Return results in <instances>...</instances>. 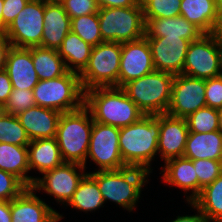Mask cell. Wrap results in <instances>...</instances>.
<instances>
[{"label":"cell","instance_id":"obj_1","mask_svg":"<svg viewBox=\"0 0 222 222\" xmlns=\"http://www.w3.org/2000/svg\"><path fill=\"white\" fill-rule=\"evenodd\" d=\"M160 114L143 115L137 122L120 128L119 149L127 167L151 173V162L158 153Z\"/></svg>","mask_w":222,"mask_h":222},{"label":"cell","instance_id":"obj_2","mask_svg":"<svg viewBox=\"0 0 222 222\" xmlns=\"http://www.w3.org/2000/svg\"><path fill=\"white\" fill-rule=\"evenodd\" d=\"M84 105L93 121L122 128L145 115L121 87H97L85 91Z\"/></svg>","mask_w":222,"mask_h":222},{"label":"cell","instance_id":"obj_3","mask_svg":"<svg viewBox=\"0 0 222 222\" xmlns=\"http://www.w3.org/2000/svg\"><path fill=\"white\" fill-rule=\"evenodd\" d=\"M92 127L93 118L85 105L61 114L56 139L64 162L86 167Z\"/></svg>","mask_w":222,"mask_h":222},{"label":"cell","instance_id":"obj_4","mask_svg":"<svg viewBox=\"0 0 222 222\" xmlns=\"http://www.w3.org/2000/svg\"><path fill=\"white\" fill-rule=\"evenodd\" d=\"M96 181L104 202H115L128 211L136 207L141 195L147 170L136 167H125L119 170L96 171L89 173Z\"/></svg>","mask_w":222,"mask_h":222},{"label":"cell","instance_id":"obj_5","mask_svg":"<svg viewBox=\"0 0 222 222\" xmlns=\"http://www.w3.org/2000/svg\"><path fill=\"white\" fill-rule=\"evenodd\" d=\"M173 74L154 70L121 88L145 115L166 114L172 92Z\"/></svg>","mask_w":222,"mask_h":222},{"label":"cell","instance_id":"obj_6","mask_svg":"<svg viewBox=\"0 0 222 222\" xmlns=\"http://www.w3.org/2000/svg\"><path fill=\"white\" fill-rule=\"evenodd\" d=\"M33 95L36 105L61 113L81 108L85 100L79 73L73 71L55 79L39 80Z\"/></svg>","mask_w":222,"mask_h":222},{"label":"cell","instance_id":"obj_7","mask_svg":"<svg viewBox=\"0 0 222 222\" xmlns=\"http://www.w3.org/2000/svg\"><path fill=\"white\" fill-rule=\"evenodd\" d=\"M100 33L103 41L126 43L145 36L142 4L131 7L99 8Z\"/></svg>","mask_w":222,"mask_h":222},{"label":"cell","instance_id":"obj_8","mask_svg":"<svg viewBox=\"0 0 222 222\" xmlns=\"http://www.w3.org/2000/svg\"><path fill=\"white\" fill-rule=\"evenodd\" d=\"M121 43L101 42L92 47L85 68L79 73L84 91L97 87H118Z\"/></svg>","mask_w":222,"mask_h":222},{"label":"cell","instance_id":"obj_9","mask_svg":"<svg viewBox=\"0 0 222 222\" xmlns=\"http://www.w3.org/2000/svg\"><path fill=\"white\" fill-rule=\"evenodd\" d=\"M45 4L30 0L4 31L11 46L20 48L41 47L44 28Z\"/></svg>","mask_w":222,"mask_h":222},{"label":"cell","instance_id":"obj_10","mask_svg":"<svg viewBox=\"0 0 222 222\" xmlns=\"http://www.w3.org/2000/svg\"><path fill=\"white\" fill-rule=\"evenodd\" d=\"M120 128L93 121L87 157L98 171L119 170L127 167L119 149Z\"/></svg>","mask_w":222,"mask_h":222},{"label":"cell","instance_id":"obj_11","mask_svg":"<svg viewBox=\"0 0 222 222\" xmlns=\"http://www.w3.org/2000/svg\"><path fill=\"white\" fill-rule=\"evenodd\" d=\"M182 74L205 80L221 75L218 41L212 33H204L190 43Z\"/></svg>","mask_w":222,"mask_h":222},{"label":"cell","instance_id":"obj_12","mask_svg":"<svg viewBox=\"0 0 222 222\" xmlns=\"http://www.w3.org/2000/svg\"><path fill=\"white\" fill-rule=\"evenodd\" d=\"M84 170H86L84 165L64 162L62 165L45 172L42 178L37 177L32 188L35 191L43 190L48 195H53L60 204H67L78 188L80 181L87 174Z\"/></svg>","mask_w":222,"mask_h":222},{"label":"cell","instance_id":"obj_13","mask_svg":"<svg viewBox=\"0 0 222 222\" xmlns=\"http://www.w3.org/2000/svg\"><path fill=\"white\" fill-rule=\"evenodd\" d=\"M206 106L205 79L183 74L174 76L171 101L166 114L177 118H187Z\"/></svg>","mask_w":222,"mask_h":222},{"label":"cell","instance_id":"obj_14","mask_svg":"<svg viewBox=\"0 0 222 222\" xmlns=\"http://www.w3.org/2000/svg\"><path fill=\"white\" fill-rule=\"evenodd\" d=\"M155 70L173 75L182 74L190 41L180 37L146 38Z\"/></svg>","mask_w":222,"mask_h":222},{"label":"cell","instance_id":"obj_15","mask_svg":"<svg viewBox=\"0 0 222 222\" xmlns=\"http://www.w3.org/2000/svg\"><path fill=\"white\" fill-rule=\"evenodd\" d=\"M154 70L150 46L145 37L121 44L118 87Z\"/></svg>","mask_w":222,"mask_h":222},{"label":"cell","instance_id":"obj_16","mask_svg":"<svg viewBox=\"0 0 222 222\" xmlns=\"http://www.w3.org/2000/svg\"><path fill=\"white\" fill-rule=\"evenodd\" d=\"M27 187L10 201L11 222H59L63 216Z\"/></svg>","mask_w":222,"mask_h":222},{"label":"cell","instance_id":"obj_17","mask_svg":"<svg viewBox=\"0 0 222 222\" xmlns=\"http://www.w3.org/2000/svg\"><path fill=\"white\" fill-rule=\"evenodd\" d=\"M188 135L186 118L160 114L158 153H160L161 159L167 161L184 156Z\"/></svg>","mask_w":222,"mask_h":222},{"label":"cell","instance_id":"obj_18","mask_svg":"<svg viewBox=\"0 0 222 222\" xmlns=\"http://www.w3.org/2000/svg\"><path fill=\"white\" fill-rule=\"evenodd\" d=\"M3 69L7 72L13 89L33 90L39 82L29 48L11 46Z\"/></svg>","mask_w":222,"mask_h":222},{"label":"cell","instance_id":"obj_19","mask_svg":"<svg viewBox=\"0 0 222 222\" xmlns=\"http://www.w3.org/2000/svg\"><path fill=\"white\" fill-rule=\"evenodd\" d=\"M61 114L59 111L34 105L17 117L31 141L56 137Z\"/></svg>","mask_w":222,"mask_h":222},{"label":"cell","instance_id":"obj_20","mask_svg":"<svg viewBox=\"0 0 222 222\" xmlns=\"http://www.w3.org/2000/svg\"><path fill=\"white\" fill-rule=\"evenodd\" d=\"M145 38L180 37L190 42L204 34L182 16L145 19Z\"/></svg>","mask_w":222,"mask_h":222},{"label":"cell","instance_id":"obj_21","mask_svg":"<svg viewBox=\"0 0 222 222\" xmlns=\"http://www.w3.org/2000/svg\"><path fill=\"white\" fill-rule=\"evenodd\" d=\"M41 47L57 50L71 31V18L62 4H45Z\"/></svg>","mask_w":222,"mask_h":222},{"label":"cell","instance_id":"obj_22","mask_svg":"<svg viewBox=\"0 0 222 222\" xmlns=\"http://www.w3.org/2000/svg\"><path fill=\"white\" fill-rule=\"evenodd\" d=\"M163 180L169 185L176 186L184 191H191L186 197L187 202H192L198 196V177L193 166V160L184 156L165 161Z\"/></svg>","mask_w":222,"mask_h":222},{"label":"cell","instance_id":"obj_23","mask_svg":"<svg viewBox=\"0 0 222 222\" xmlns=\"http://www.w3.org/2000/svg\"><path fill=\"white\" fill-rule=\"evenodd\" d=\"M27 148L30 171L36 169L43 175L64 163L56 137L31 140Z\"/></svg>","mask_w":222,"mask_h":222},{"label":"cell","instance_id":"obj_24","mask_svg":"<svg viewBox=\"0 0 222 222\" xmlns=\"http://www.w3.org/2000/svg\"><path fill=\"white\" fill-rule=\"evenodd\" d=\"M184 157L190 160H222V133L219 130L206 133L189 132Z\"/></svg>","mask_w":222,"mask_h":222},{"label":"cell","instance_id":"obj_25","mask_svg":"<svg viewBox=\"0 0 222 222\" xmlns=\"http://www.w3.org/2000/svg\"><path fill=\"white\" fill-rule=\"evenodd\" d=\"M0 170L15 175L27 187H33L36 181V177L27 175L30 171L27 146L0 143Z\"/></svg>","mask_w":222,"mask_h":222},{"label":"cell","instance_id":"obj_26","mask_svg":"<svg viewBox=\"0 0 222 222\" xmlns=\"http://www.w3.org/2000/svg\"><path fill=\"white\" fill-rule=\"evenodd\" d=\"M180 16L203 33H212L218 19L215 0H181Z\"/></svg>","mask_w":222,"mask_h":222},{"label":"cell","instance_id":"obj_27","mask_svg":"<svg viewBox=\"0 0 222 222\" xmlns=\"http://www.w3.org/2000/svg\"><path fill=\"white\" fill-rule=\"evenodd\" d=\"M92 47L70 31L57 51L68 71L80 73L88 63Z\"/></svg>","mask_w":222,"mask_h":222},{"label":"cell","instance_id":"obj_28","mask_svg":"<svg viewBox=\"0 0 222 222\" xmlns=\"http://www.w3.org/2000/svg\"><path fill=\"white\" fill-rule=\"evenodd\" d=\"M29 49L39 80L55 79L68 71L57 50L40 46L30 47Z\"/></svg>","mask_w":222,"mask_h":222},{"label":"cell","instance_id":"obj_29","mask_svg":"<svg viewBox=\"0 0 222 222\" xmlns=\"http://www.w3.org/2000/svg\"><path fill=\"white\" fill-rule=\"evenodd\" d=\"M209 222H222V174L192 201Z\"/></svg>","mask_w":222,"mask_h":222},{"label":"cell","instance_id":"obj_30","mask_svg":"<svg viewBox=\"0 0 222 222\" xmlns=\"http://www.w3.org/2000/svg\"><path fill=\"white\" fill-rule=\"evenodd\" d=\"M104 203L97 181L87 173L66 205L80 211L91 212L98 210Z\"/></svg>","mask_w":222,"mask_h":222},{"label":"cell","instance_id":"obj_31","mask_svg":"<svg viewBox=\"0 0 222 222\" xmlns=\"http://www.w3.org/2000/svg\"><path fill=\"white\" fill-rule=\"evenodd\" d=\"M71 31L93 47L104 42L100 33L97 13L72 18Z\"/></svg>","mask_w":222,"mask_h":222},{"label":"cell","instance_id":"obj_32","mask_svg":"<svg viewBox=\"0 0 222 222\" xmlns=\"http://www.w3.org/2000/svg\"><path fill=\"white\" fill-rule=\"evenodd\" d=\"M28 146L30 139L17 116L9 113L0 118V143Z\"/></svg>","mask_w":222,"mask_h":222},{"label":"cell","instance_id":"obj_33","mask_svg":"<svg viewBox=\"0 0 222 222\" xmlns=\"http://www.w3.org/2000/svg\"><path fill=\"white\" fill-rule=\"evenodd\" d=\"M189 132L206 133L218 130V109L204 107L186 118Z\"/></svg>","mask_w":222,"mask_h":222},{"label":"cell","instance_id":"obj_34","mask_svg":"<svg viewBox=\"0 0 222 222\" xmlns=\"http://www.w3.org/2000/svg\"><path fill=\"white\" fill-rule=\"evenodd\" d=\"M180 4L181 0H146L142 4L144 19L179 16Z\"/></svg>","mask_w":222,"mask_h":222},{"label":"cell","instance_id":"obj_35","mask_svg":"<svg viewBox=\"0 0 222 222\" xmlns=\"http://www.w3.org/2000/svg\"><path fill=\"white\" fill-rule=\"evenodd\" d=\"M193 166L198 177V195L203 187L212 183L222 174V160H193Z\"/></svg>","mask_w":222,"mask_h":222},{"label":"cell","instance_id":"obj_36","mask_svg":"<svg viewBox=\"0 0 222 222\" xmlns=\"http://www.w3.org/2000/svg\"><path fill=\"white\" fill-rule=\"evenodd\" d=\"M36 105L33 90L12 89V92L5 104L6 113L17 116L23 111Z\"/></svg>","mask_w":222,"mask_h":222},{"label":"cell","instance_id":"obj_37","mask_svg":"<svg viewBox=\"0 0 222 222\" xmlns=\"http://www.w3.org/2000/svg\"><path fill=\"white\" fill-rule=\"evenodd\" d=\"M26 188L27 186L18 177L0 170V201H11Z\"/></svg>","mask_w":222,"mask_h":222},{"label":"cell","instance_id":"obj_38","mask_svg":"<svg viewBox=\"0 0 222 222\" xmlns=\"http://www.w3.org/2000/svg\"><path fill=\"white\" fill-rule=\"evenodd\" d=\"M62 5L71 19L99 11L96 0H64Z\"/></svg>","mask_w":222,"mask_h":222},{"label":"cell","instance_id":"obj_39","mask_svg":"<svg viewBox=\"0 0 222 222\" xmlns=\"http://www.w3.org/2000/svg\"><path fill=\"white\" fill-rule=\"evenodd\" d=\"M205 97L207 107L222 108V75L205 80Z\"/></svg>","mask_w":222,"mask_h":222},{"label":"cell","instance_id":"obj_40","mask_svg":"<svg viewBox=\"0 0 222 222\" xmlns=\"http://www.w3.org/2000/svg\"><path fill=\"white\" fill-rule=\"evenodd\" d=\"M30 0H4L2 9V32L14 21Z\"/></svg>","mask_w":222,"mask_h":222},{"label":"cell","instance_id":"obj_41","mask_svg":"<svg viewBox=\"0 0 222 222\" xmlns=\"http://www.w3.org/2000/svg\"><path fill=\"white\" fill-rule=\"evenodd\" d=\"M12 84L7 72L4 69L0 70V103L4 105L12 92Z\"/></svg>","mask_w":222,"mask_h":222},{"label":"cell","instance_id":"obj_42","mask_svg":"<svg viewBox=\"0 0 222 222\" xmlns=\"http://www.w3.org/2000/svg\"><path fill=\"white\" fill-rule=\"evenodd\" d=\"M99 8L131 7L137 5L138 0H96Z\"/></svg>","mask_w":222,"mask_h":222},{"label":"cell","instance_id":"obj_43","mask_svg":"<svg viewBox=\"0 0 222 222\" xmlns=\"http://www.w3.org/2000/svg\"><path fill=\"white\" fill-rule=\"evenodd\" d=\"M188 204H190L192 208L197 209V214L191 216H177V218L171 222H209L198 207H196L192 202H188Z\"/></svg>","mask_w":222,"mask_h":222},{"label":"cell","instance_id":"obj_44","mask_svg":"<svg viewBox=\"0 0 222 222\" xmlns=\"http://www.w3.org/2000/svg\"><path fill=\"white\" fill-rule=\"evenodd\" d=\"M11 44L5 37L4 32H0V70L4 68L6 62V56Z\"/></svg>","mask_w":222,"mask_h":222},{"label":"cell","instance_id":"obj_45","mask_svg":"<svg viewBox=\"0 0 222 222\" xmlns=\"http://www.w3.org/2000/svg\"><path fill=\"white\" fill-rule=\"evenodd\" d=\"M10 201H0V222H11Z\"/></svg>","mask_w":222,"mask_h":222},{"label":"cell","instance_id":"obj_46","mask_svg":"<svg viewBox=\"0 0 222 222\" xmlns=\"http://www.w3.org/2000/svg\"><path fill=\"white\" fill-rule=\"evenodd\" d=\"M212 34L219 43H222V16L218 17Z\"/></svg>","mask_w":222,"mask_h":222},{"label":"cell","instance_id":"obj_47","mask_svg":"<svg viewBox=\"0 0 222 222\" xmlns=\"http://www.w3.org/2000/svg\"><path fill=\"white\" fill-rule=\"evenodd\" d=\"M215 6L218 17L222 16V0H215Z\"/></svg>","mask_w":222,"mask_h":222},{"label":"cell","instance_id":"obj_48","mask_svg":"<svg viewBox=\"0 0 222 222\" xmlns=\"http://www.w3.org/2000/svg\"><path fill=\"white\" fill-rule=\"evenodd\" d=\"M218 52H219L220 74L222 75V43L219 42H218Z\"/></svg>","mask_w":222,"mask_h":222},{"label":"cell","instance_id":"obj_49","mask_svg":"<svg viewBox=\"0 0 222 222\" xmlns=\"http://www.w3.org/2000/svg\"><path fill=\"white\" fill-rule=\"evenodd\" d=\"M218 130L222 133V108L218 109Z\"/></svg>","mask_w":222,"mask_h":222},{"label":"cell","instance_id":"obj_50","mask_svg":"<svg viewBox=\"0 0 222 222\" xmlns=\"http://www.w3.org/2000/svg\"><path fill=\"white\" fill-rule=\"evenodd\" d=\"M44 4H62L64 0H37Z\"/></svg>","mask_w":222,"mask_h":222},{"label":"cell","instance_id":"obj_51","mask_svg":"<svg viewBox=\"0 0 222 222\" xmlns=\"http://www.w3.org/2000/svg\"><path fill=\"white\" fill-rule=\"evenodd\" d=\"M4 0H0V32H2V9Z\"/></svg>","mask_w":222,"mask_h":222},{"label":"cell","instance_id":"obj_52","mask_svg":"<svg viewBox=\"0 0 222 222\" xmlns=\"http://www.w3.org/2000/svg\"><path fill=\"white\" fill-rule=\"evenodd\" d=\"M6 114V108L5 105L3 103H0V118Z\"/></svg>","mask_w":222,"mask_h":222},{"label":"cell","instance_id":"obj_53","mask_svg":"<svg viewBox=\"0 0 222 222\" xmlns=\"http://www.w3.org/2000/svg\"><path fill=\"white\" fill-rule=\"evenodd\" d=\"M146 0H138L140 4H143Z\"/></svg>","mask_w":222,"mask_h":222}]
</instances>
